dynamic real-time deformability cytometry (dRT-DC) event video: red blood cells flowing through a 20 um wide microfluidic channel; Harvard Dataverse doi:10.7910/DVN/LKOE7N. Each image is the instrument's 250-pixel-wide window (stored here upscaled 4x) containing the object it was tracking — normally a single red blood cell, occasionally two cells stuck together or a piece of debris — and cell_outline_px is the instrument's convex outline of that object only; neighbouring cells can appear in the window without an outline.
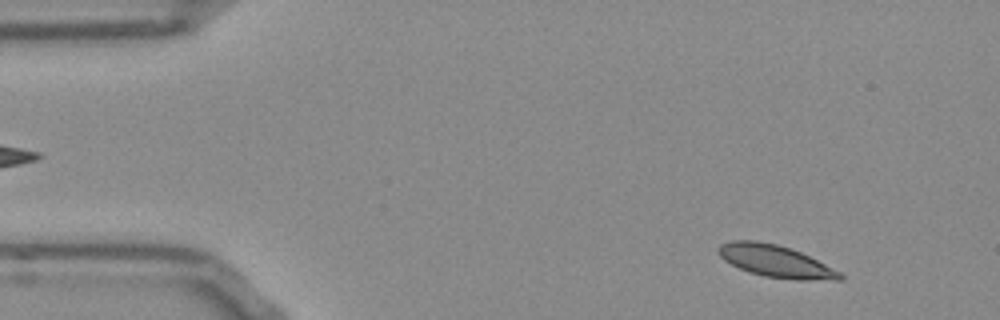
{"species": "Egyptian fruit bat (a non-hibernating species)", "species_latin": "Rousettus aegyptiacus", "temperature_condition": "room temperature", "stored_images_in_passage": 51, "camera_frame_rate_fps": 3000, "um_per_image_px": 0.085, "frame": {"image": 1, "passage_image": 4, "time_ms": 1.0, "image_size_px": [1000, 320], "cell_outline_px": [[844, 280], [792, 280], [764, 276], [748, 272], [724, 260], [716, 252], [716, 248], [720, 244], [732, 240], [756, 240], [776, 244], [800, 252], [840, 272], [844, 276]], "centroid_in_image_um": [65.89, 22.2], "position_along_channel_um": 19.1, "area_um2": 22.72}}
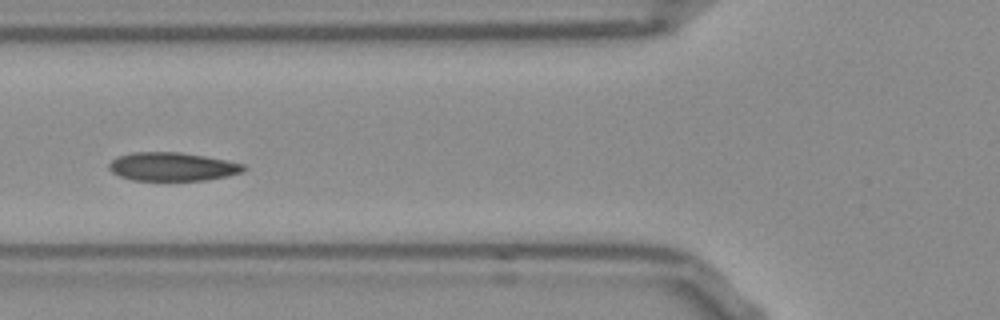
{"frame": {"image": 2, "passage_image": 18, "time_ms": 5.667, "image_size_px": [1000, 320], "cell_outline_px": [[248, 168], [244, 172], [228, 176], [204, 180], [132, 180], [120, 176], [112, 172], [108, 168], [108, 164], [116, 156], [132, 152], [180, 152], [204, 156], [244, 164]], "centroid_in_image_um": [14.64, 14.16], "position_along_channel_um": 111.2, "area_um2": 22.43}}
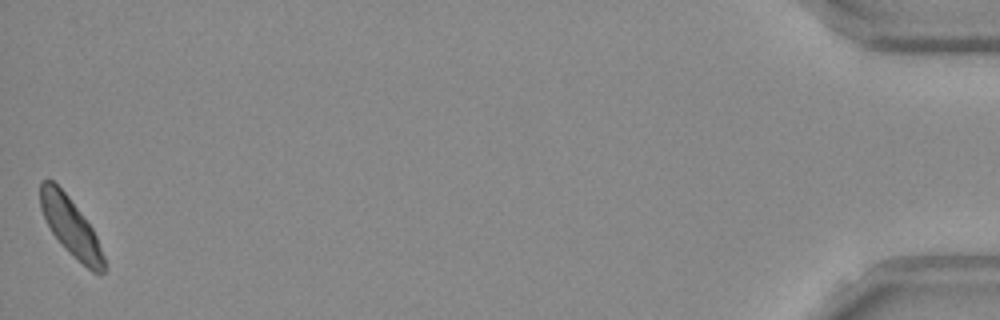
{"frame": {"image": 3, "passage_image": 51, "time_ms": 16.667, "image_size_px": [1000, 320], "cell_outline_px": [[104, 272], [100, 276], [92, 272], [68, 252], [52, 232], [40, 208], [40, 180], [52, 180], [68, 196], [92, 228], [96, 236], [104, 256]], "centroid_in_image_um": [6.02, 19.3], "position_along_channel_um": 429.2, "area_um2": 21.21}, "authors_computed_cell_mechanics": {"area_um2": 22.253, "velocity_mm_per_s": 3.8071, "shape_relaxation_time_tau1_ms": 3.0345, "shape_relaxation_time_tau2_ms": 1.2728, "deformation_change_tau1": 0.0911, "deformation_change_tau2": 0.0522}}